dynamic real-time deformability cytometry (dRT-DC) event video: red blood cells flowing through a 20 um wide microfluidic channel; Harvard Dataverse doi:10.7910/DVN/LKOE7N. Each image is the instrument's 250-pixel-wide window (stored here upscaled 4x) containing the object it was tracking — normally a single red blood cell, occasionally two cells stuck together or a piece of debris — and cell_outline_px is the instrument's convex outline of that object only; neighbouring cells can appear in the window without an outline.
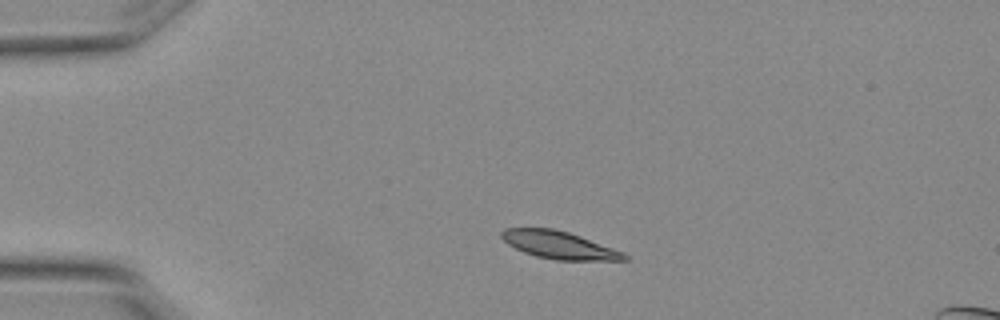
{"species": "Egyptian fruit bat (a non-hibernating species)", "species_latin": "Rousettus aegyptiacus", "temperature_condition": "warm", "stored_images_in_passage": 4, "camera_frame_rate_fps": 3000, "um_per_image_px": 0.085, "animal": {"sex": "female"}, "frame": {"image": 1, "passage_image": 3, "time_ms": 0.667, "image_size_px": [1000, 320], "cell_outline_px": [[632, 260], [556, 260], [536, 256], [524, 252], [508, 244], [500, 236], [500, 232], [504, 228], [552, 228], [568, 232], [580, 236], [624, 252]], "centroid_in_image_um": [47.53, 20.83], "position_along_channel_um": 37.5, "area_um2": 19.65}}